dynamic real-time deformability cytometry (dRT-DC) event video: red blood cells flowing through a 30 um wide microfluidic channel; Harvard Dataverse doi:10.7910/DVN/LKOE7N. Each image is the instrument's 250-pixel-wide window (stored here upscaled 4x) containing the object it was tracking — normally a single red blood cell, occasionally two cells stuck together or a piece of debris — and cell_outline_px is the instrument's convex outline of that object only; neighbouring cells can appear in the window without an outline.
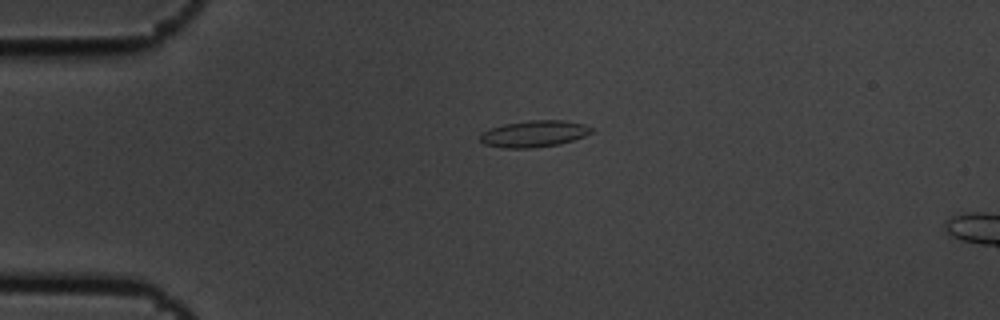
{"species": "common noctule bat (a hibernating species)", "species_latin": "Nyctalus noctula", "temperature_condition": "cold", "stored_images_in_passage": 3, "camera_frame_rate_fps": 3000, "um_per_image_px": 0.085, "animal": {"sex": "male", "body_mass_g": 19.5, "forearm_length_mm": 54.6}, "frame": {"image": 1, "passage_image": 1, "time_ms": 0.0, "image_size_px": [1000, 320], "cell_outline_px": [[592, 132], [584, 136], [560, 144], [532, 148], [504, 148], [484, 144], [480, 140], [480, 132], [504, 124], [528, 120], [564, 120], [584, 124], [592, 128]], "centroid_in_image_um": [45.38, 11.37], "position_along_channel_um": 39.6, "area_um2": 17.22}}